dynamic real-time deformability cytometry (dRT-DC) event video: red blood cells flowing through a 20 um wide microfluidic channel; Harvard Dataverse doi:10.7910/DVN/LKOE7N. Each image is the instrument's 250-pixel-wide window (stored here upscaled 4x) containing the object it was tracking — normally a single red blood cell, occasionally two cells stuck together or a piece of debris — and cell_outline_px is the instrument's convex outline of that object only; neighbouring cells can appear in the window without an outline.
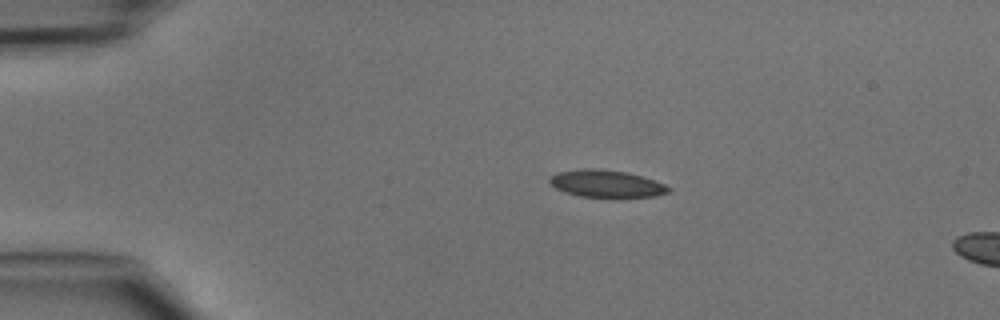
{"species": "common noctule bat (a hibernating species)", "species_latin": "Nyctalus noctula", "temperature_condition": "cold", "stored_images_in_passage": 5, "camera_frame_rate_fps": 3000, "um_per_image_px": 0.085, "animal": {"sex": "male", "body_mass_g": 15.6}, "frame": {"image": 1, "passage_image": 1, "time_ms": 0.0, "image_size_px": [1000, 320], "cell_outline_px": [[672, 188], [668, 192], [656, 196], [580, 196], [564, 192], [556, 188], [548, 180], [556, 172], [580, 168], [600, 168], [624, 172], [640, 176], [664, 184]], "centroid_in_image_um": [51.49, 15.59], "position_along_channel_um": 33.5, "area_um2": 18.5}}